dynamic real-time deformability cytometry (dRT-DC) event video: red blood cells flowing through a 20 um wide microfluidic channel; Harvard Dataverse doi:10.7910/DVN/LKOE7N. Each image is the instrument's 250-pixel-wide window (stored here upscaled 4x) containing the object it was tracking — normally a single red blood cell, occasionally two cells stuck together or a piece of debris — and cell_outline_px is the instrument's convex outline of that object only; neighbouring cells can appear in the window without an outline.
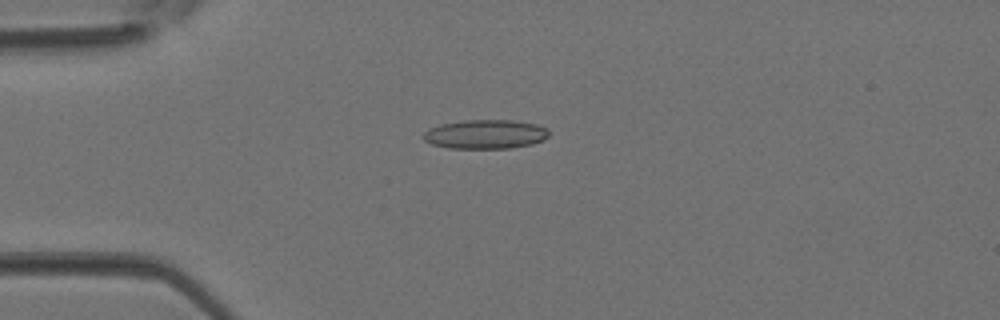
{"species": "Egyptian fruit bat (a non-hibernating species)", "species_latin": "Rousettus aegyptiacus", "temperature_condition": "room temperature", "stored_images_in_passage": 3, "camera_frame_rate_fps": 3000, "um_per_image_px": 0.085, "animal": {"sex": "female"}, "frame": {"image": 1, "passage_image": 2, "time_ms": 0.333, "image_size_px": [1000, 320], "cell_outline_px": [[548, 136], [544, 140], [532, 144], [508, 148], [448, 148], [432, 144], [424, 140], [424, 132], [428, 128], [440, 124], [464, 120], [512, 120], [536, 124], [548, 128]], "centroid_in_image_um": [41.26, 11.4], "position_along_channel_um": 43.7, "area_um2": 21.33}}